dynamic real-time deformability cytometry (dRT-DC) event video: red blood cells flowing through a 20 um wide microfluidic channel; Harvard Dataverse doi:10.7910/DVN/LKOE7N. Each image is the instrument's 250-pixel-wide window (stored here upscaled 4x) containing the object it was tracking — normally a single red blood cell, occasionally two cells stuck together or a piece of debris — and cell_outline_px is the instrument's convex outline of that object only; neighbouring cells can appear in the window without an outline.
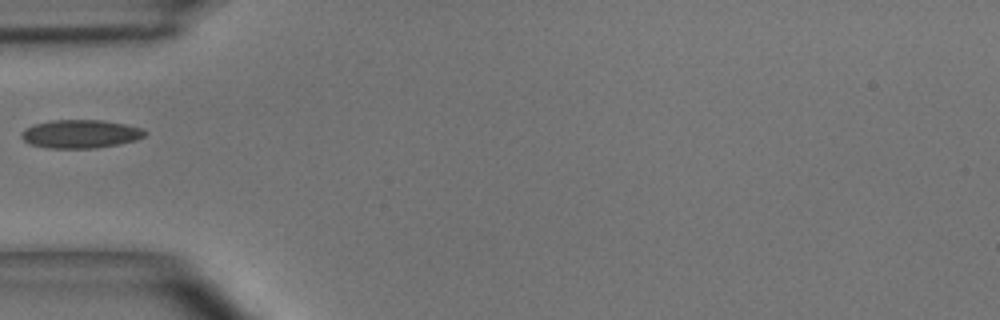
{"species": "common noctule bat (a hibernating species)", "species_latin": "Nyctalus noctula", "temperature_condition": "room temperature", "stored_images_in_passage": 34, "camera_frame_rate_fps": 3000, "um_per_image_px": 0.085, "animal": {"sex": "male", "body_mass_g": 15.6}, "frame": {"image": 1, "passage_image": 1, "time_ms": 0.0, "image_size_px": [1000, 320], "cell_outline_px": [[148, 132], [144, 136], [136, 140], [96, 148], [48, 148], [28, 144], [20, 136], [20, 132], [24, 128], [32, 124], [52, 120], [100, 120], [124, 124], [144, 128]], "centroid_in_image_um": [6.8, 11.38], "position_along_channel_um": 78.2, "area_um2": 20.58}}
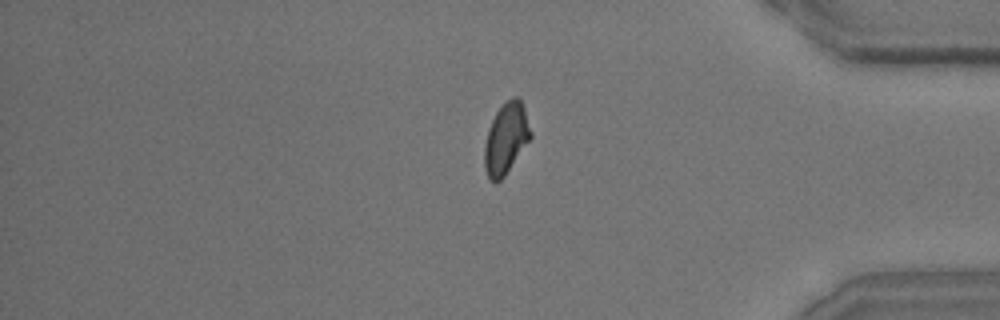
{"frame": {"image": 2, "passage_image": 26, "time_ms": 8.333, "image_size_px": [1000, 320], "cell_outline_px": [[532, 136], [504, 176], [496, 184], [488, 176], [484, 168], [484, 144], [488, 128], [496, 112], [508, 100], [516, 96], [520, 96], [532, 132]], "centroid_in_image_um": [43.0, 11.77], "position_along_channel_um": 392.2, "area_um2": 18.96}}
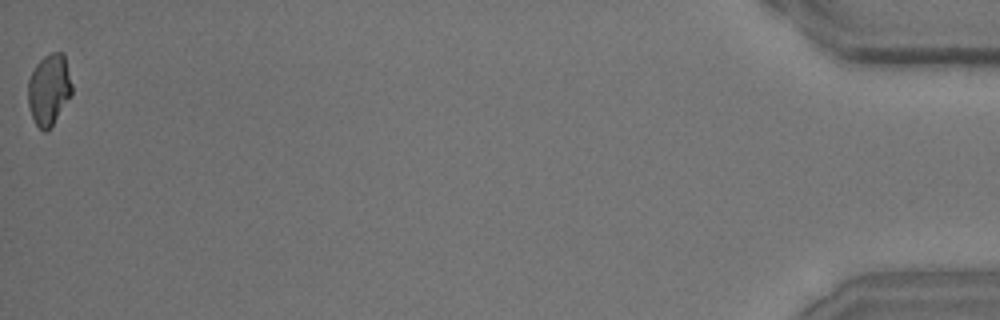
{"frame": {"image": 3, "passage_image": 34, "time_ms": 11.0, "image_size_px": [1000, 320], "cell_outline_px": [[72, 96], [52, 124], [44, 132], [36, 124], [32, 116], [28, 104], [28, 80], [36, 64], [44, 56], [52, 52], [64, 52], [72, 84]], "centroid_in_image_um": [4.18, 7.57], "position_along_channel_um": 431.0, "area_um2": 18.15}}